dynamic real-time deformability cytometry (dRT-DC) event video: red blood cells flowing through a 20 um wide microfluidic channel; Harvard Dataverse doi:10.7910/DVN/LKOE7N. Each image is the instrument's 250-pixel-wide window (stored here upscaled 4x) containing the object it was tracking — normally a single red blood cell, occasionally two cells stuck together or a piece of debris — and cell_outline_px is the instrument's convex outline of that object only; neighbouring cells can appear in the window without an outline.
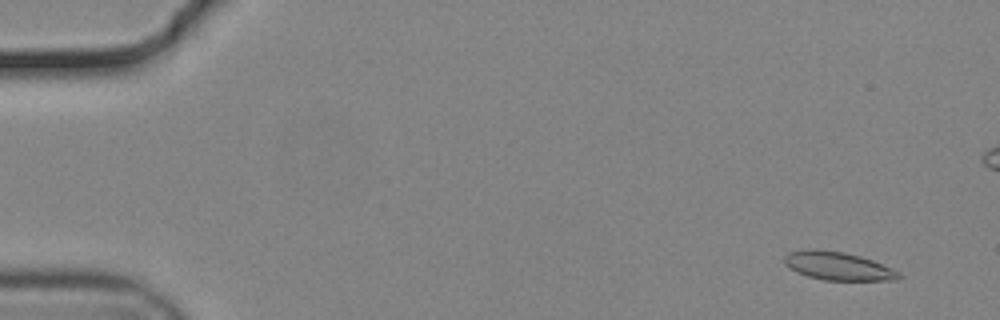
{"species": "common noctule bat (a hibernating species)", "species_latin": "Nyctalus noctula", "temperature_condition": "cold", "stored_images_in_passage": 57, "camera_frame_rate_fps": 3000, "um_per_image_px": 0.085, "animal": {"sex": "male", "body_mass_g": 19.2, "forearm_length_mm": 51.8}, "frame": {"image": 1, "passage_image": 4, "time_ms": 1.0, "image_size_px": [1000, 320], "cell_outline_px": [[900, 276], [896, 280], [824, 280], [808, 276], [796, 272], [788, 268], [784, 264], [784, 256], [788, 252], [804, 248], [812, 248], [844, 252], [860, 256], [872, 260], [892, 268], [900, 272]], "centroid_in_image_um": [71.16, 22.59], "position_along_channel_um": 13.8, "area_um2": 19.02}}
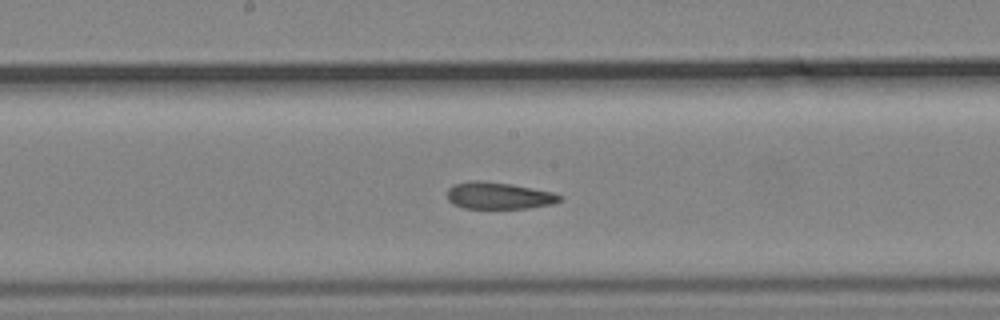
{"frame": {"image": 2, "passage_image": 30, "time_ms": 9.667, "image_size_px": [1000, 320], "cell_outline_px": [[564, 200], [552, 204], [528, 208], [464, 208], [452, 204], [448, 200], [448, 188], [452, 184], [472, 180], [480, 180], [508, 184], [552, 192], [564, 196]], "centroid_in_image_um": [42.39, 16.63], "position_along_channel_um": 205.8, "area_um2": 17.63}}
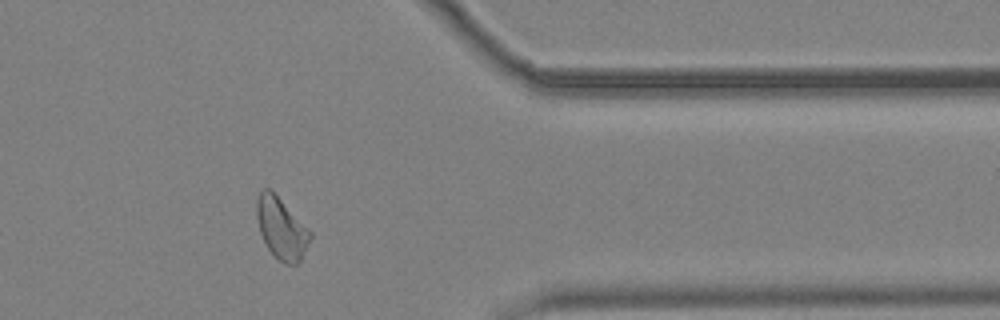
{"frame": {"image": 3, "passage_image": 46, "time_ms": 15.0, "image_size_px": [1000, 320], "cell_outline_px": [[312, 236], [300, 260], [296, 264], [284, 264], [268, 248], [260, 232], [256, 216], [256, 200], [260, 192], [264, 188], [268, 188], [312, 232]], "centroid_in_image_um": [23.91, 19.42], "position_along_channel_um": 387.5, "area_um2": 18.55}, "authors_computed_cell_mechanics": {"area_um2": 18.9584, "velocity_mm_per_s": 3.6879, "shape_relaxation_time_tau1_ms": 7.4065, "shape_relaxation_time_tau2_ms": 2.7452, "deformation_change_tau1": 0.1492, "deformation_change_tau2": 0.0936}}